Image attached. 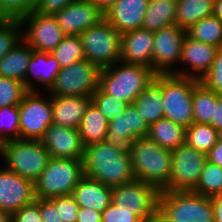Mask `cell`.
<instances>
[{
	"label": "cell",
	"instance_id": "6da1fadb",
	"mask_svg": "<svg viewBox=\"0 0 222 222\" xmlns=\"http://www.w3.org/2000/svg\"><path fill=\"white\" fill-rule=\"evenodd\" d=\"M83 173L110 187L135 181L130 152L104 141L85 146Z\"/></svg>",
	"mask_w": 222,
	"mask_h": 222
},
{
	"label": "cell",
	"instance_id": "7a4b0ae2",
	"mask_svg": "<svg viewBox=\"0 0 222 222\" xmlns=\"http://www.w3.org/2000/svg\"><path fill=\"white\" fill-rule=\"evenodd\" d=\"M155 75L150 67L118 61L100 69L98 87L108 95L133 104Z\"/></svg>",
	"mask_w": 222,
	"mask_h": 222
},
{
	"label": "cell",
	"instance_id": "3957f363",
	"mask_svg": "<svg viewBox=\"0 0 222 222\" xmlns=\"http://www.w3.org/2000/svg\"><path fill=\"white\" fill-rule=\"evenodd\" d=\"M129 152L136 180L152 184L161 191L170 180L172 150L141 137L131 143Z\"/></svg>",
	"mask_w": 222,
	"mask_h": 222
},
{
	"label": "cell",
	"instance_id": "277c9868",
	"mask_svg": "<svg viewBox=\"0 0 222 222\" xmlns=\"http://www.w3.org/2000/svg\"><path fill=\"white\" fill-rule=\"evenodd\" d=\"M5 168L35 182L46 168L51 156L41 140L14 139L0 144Z\"/></svg>",
	"mask_w": 222,
	"mask_h": 222
},
{
	"label": "cell",
	"instance_id": "5b68a950",
	"mask_svg": "<svg viewBox=\"0 0 222 222\" xmlns=\"http://www.w3.org/2000/svg\"><path fill=\"white\" fill-rule=\"evenodd\" d=\"M83 176L82 160L51 157L40 177L34 182L36 199L70 195Z\"/></svg>",
	"mask_w": 222,
	"mask_h": 222
},
{
	"label": "cell",
	"instance_id": "8992f818",
	"mask_svg": "<svg viewBox=\"0 0 222 222\" xmlns=\"http://www.w3.org/2000/svg\"><path fill=\"white\" fill-rule=\"evenodd\" d=\"M159 209L174 222H214L211 198L188 191H161Z\"/></svg>",
	"mask_w": 222,
	"mask_h": 222
},
{
	"label": "cell",
	"instance_id": "52a82bcc",
	"mask_svg": "<svg viewBox=\"0 0 222 222\" xmlns=\"http://www.w3.org/2000/svg\"><path fill=\"white\" fill-rule=\"evenodd\" d=\"M200 80L174 74H162L164 118L185 128L194 122L193 89Z\"/></svg>",
	"mask_w": 222,
	"mask_h": 222
},
{
	"label": "cell",
	"instance_id": "ba28073f",
	"mask_svg": "<svg viewBox=\"0 0 222 222\" xmlns=\"http://www.w3.org/2000/svg\"><path fill=\"white\" fill-rule=\"evenodd\" d=\"M85 59L99 69L120 61L121 34L106 20L79 35Z\"/></svg>",
	"mask_w": 222,
	"mask_h": 222
},
{
	"label": "cell",
	"instance_id": "9c48e42d",
	"mask_svg": "<svg viewBox=\"0 0 222 222\" xmlns=\"http://www.w3.org/2000/svg\"><path fill=\"white\" fill-rule=\"evenodd\" d=\"M160 192L152 184L135 180L112 187V203L131 210L142 222H150L159 209Z\"/></svg>",
	"mask_w": 222,
	"mask_h": 222
},
{
	"label": "cell",
	"instance_id": "30bf717a",
	"mask_svg": "<svg viewBox=\"0 0 222 222\" xmlns=\"http://www.w3.org/2000/svg\"><path fill=\"white\" fill-rule=\"evenodd\" d=\"M99 72L100 69L86 59L63 67L48 94L91 97L98 88Z\"/></svg>",
	"mask_w": 222,
	"mask_h": 222
},
{
	"label": "cell",
	"instance_id": "8fae6325",
	"mask_svg": "<svg viewBox=\"0 0 222 222\" xmlns=\"http://www.w3.org/2000/svg\"><path fill=\"white\" fill-rule=\"evenodd\" d=\"M39 93L29 90L18 105L20 139L41 140L53 123L51 95L47 98Z\"/></svg>",
	"mask_w": 222,
	"mask_h": 222
},
{
	"label": "cell",
	"instance_id": "7c38bea8",
	"mask_svg": "<svg viewBox=\"0 0 222 222\" xmlns=\"http://www.w3.org/2000/svg\"><path fill=\"white\" fill-rule=\"evenodd\" d=\"M207 155L186 143L172 150L170 180L161 191L193 190L198 183Z\"/></svg>",
	"mask_w": 222,
	"mask_h": 222
},
{
	"label": "cell",
	"instance_id": "4fadbf2b",
	"mask_svg": "<svg viewBox=\"0 0 222 222\" xmlns=\"http://www.w3.org/2000/svg\"><path fill=\"white\" fill-rule=\"evenodd\" d=\"M19 21L21 26L26 29L22 31L24 33L22 39L36 51L51 53L66 36L54 15L32 11Z\"/></svg>",
	"mask_w": 222,
	"mask_h": 222
},
{
	"label": "cell",
	"instance_id": "5bb4252c",
	"mask_svg": "<svg viewBox=\"0 0 222 222\" xmlns=\"http://www.w3.org/2000/svg\"><path fill=\"white\" fill-rule=\"evenodd\" d=\"M186 35V30L176 24L154 31L152 70L156 74L174 73L173 65L180 62Z\"/></svg>",
	"mask_w": 222,
	"mask_h": 222
},
{
	"label": "cell",
	"instance_id": "9a60e30c",
	"mask_svg": "<svg viewBox=\"0 0 222 222\" xmlns=\"http://www.w3.org/2000/svg\"><path fill=\"white\" fill-rule=\"evenodd\" d=\"M149 125L141 117L134 104L108 123L104 142L123 149H130L131 143L138 138L147 137Z\"/></svg>",
	"mask_w": 222,
	"mask_h": 222
},
{
	"label": "cell",
	"instance_id": "2e32d148",
	"mask_svg": "<svg viewBox=\"0 0 222 222\" xmlns=\"http://www.w3.org/2000/svg\"><path fill=\"white\" fill-rule=\"evenodd\" d=\"M66 36H79L105 19L104 13L89 0H78L54 14Z\"/></svg>",
	"mask_w": 222,
	"mask_h": 222
},
{
	"label": "cell",
	"instance_id": "e0dca14e",
	"mask_svg": "<svg viewBox=\"0 0 222 222\" xmlns=\"http://www.w3.org/2000/svg\"><path fill=\"white\" fill-rule=\"evenodd\" d=\"M36 201L34 182L0 168V208L10 215Z\"/></svg>",
	"mask_w": 222,
	"mask_h": 222
},
{
	"label": "cell",
	"instance_id": "ac0fdd59",
	"mask_svg": "<svg viewBox=\"0 0 222 222\" xmlns=\"http://www.w3.org/2000/svg\"><path fill=\"white\" fill-rule=\"evenodd\" d=\"M219 49V47L193 40L186 35L179 64L183 63L187 69H175L173 74L201 80L211 69Z\"/></svg>",
	"mask_w": 222,
	"mask_h": 222
},
{
	"label": "cell",
	"instance_id": "d6986e66",
	"mask_svg": "<svg viewBox=\"0 0 222 222\" xmlns=\"http://www.w3.org/2000/svg\"><path fill=\"white\" fill-rule=\"evenodd\" d=\"M41 143L52 158H72L83 160L84 145L76 129L51 124L45 131Z\"/></svg>",
	"mask_w": 222,
	"mask_h": 222
},
{
	"label": "cell",
	"instance_id": "ffe728a7",
	"mask_svg": "<svg viewBox=\"0 0 222 222\" xmlns=\"http://www.w3.org/2000/svg\"><path fill=\"white\" fill-rule=\"evenodd\" d=\"M154 32L139 28L121 34L120 61L152 68Z\"/></svg>",
	"mask_w": 222,
	"mask_h": 222
},
{
	"label": "cell",
	"instance_id": "44dd1931",
	"mask_svg": "<svg viewBox=\"0 0 222 222\" xmlns=\"http://www.w3.org/2000/svg\"><path fill=\"white\" fill-rule=\"evenodd\" d=\"M149 0H118L105 13V19L124 34L142 27Z\"/></svg>",
	"mask_w": 222,
	"mask_h": 222
},
{
	"label": "cell",
	"instance_id": "7402d4cb",
	"mask_svg": "<svg viewBox=\"0 0 222 222\" xmlns=\"http://www.w3.org/2000/svg\"><path fill=\"white\" fill-rule=\"evenodd\" d=\"M91 97L51 95L53 124L78 130Z\"/></svg>",
	"mask_w": 222,
	"mask_h": 222
},
{
	"label": "cell",
	"instance_id": "603a6c76",
	"mask_svg": "<svg viewBox=\"0 0 222 222\" xmlns=\"http://www.w3.org/2000/svg\"><path fill=\"white\" fill-rule=\"evenodd\" d=\"M60 70L58 60L51 53L33 50L25 75V86L30 91H38V86L36 88L34 84L36 81L49 91ZM30 76L35 79L34 82Z\"/></svg>",
	"mask_w": 222,
	"mask_h": 222
},
{
	"label": "cell",
	"instance_id": "cb8c5ba5",
	"mask_svg": "<svg viewBox=\"0 0 222 222\" xmlns=\"http://www.w3.org/2000/svg\"><path fill=\"white\" fill-rule=\"evenodd\" d=\"M71 195L79 208L93 209L101 213L112 203V187L85 175Z\"/></svg>",
	"mask_w": 222,
	"mask_h": 222
},
{
	"label": "cell",
	"instance_id": "d4e9b609",
	"mask_svg": "<svg viewBox=\"0 0 222 222\" xmlns=\"http://www.w3.org/2000/svg\"><path fill=\"white\" fill-rule=\"evenodd\" d=\"M133 104L149 126L164 118L162 74L155 75L153 81L137 97Z\"/></svg>",
	"mask_w": 222,
	"mask_h": 222
},
{
	"label": "cell",
	"instance_id": "484cf974",
	"mask_svg": "<svg viewBox=\"0 0 222 222\" xmlns=\"http://www.w3.org/2000/svg\"><path fill=\"white\" fill-rule=\"evenodd\" d=\"M33 49L22 39L0 60V76L21 81L25 84Z\"/></svg>",
	"mask_w": 222,
	"mask_h": 222
},
{
	"label": "cell",
	"instance_id": "4316f807",
	"mask_svg": "<svg viewBox=\"0 0 222 222\" xmlns=\"http://www.w3.org/2000/svg\"><path fill=\"white\" fill-rule=\"evenodd\" d=\"M176 11L177 0H149L141 28L154 32L174 25Z\"/></svg>",
	"mask_w": 222,
	"mask_h": 222
},
{
	"label": "cell",
	"instance_id": "83f0119b",
	"mask_svg": "<svg viewBox=\"0 0 222 222\" xmlns=\"http://www.w3.org/2000/svg\"><path fill=\"white\" fill-rule=\"evenodd\" d=\"M186 128L163 118L149 126L147 137L162 148L174 150L185 143Z\"/></svg>",
	"mask_w": 222,
	"mask_h": 222
},
{
	"label": "cell",
	"instance_id": "f1b7e54d",
	"mask_svg": "<svg viewBox=\"0 0 222 222\" xmlns=\"http://www.w3.org/2000/svg\"><path fill=\"white\" fill-rule=\"evenodd\" d=\"M108 123L109 121L100 113L96 106L91 103L83 115L78 128L84 147L104 141V137L108 131Z\"/></svg>",
	"mask_w": 222,
	"mask_h": 222
},
{
	"label": "cell",
	"instance_id": "f546056e",
	"mask_svg": "<svg viewBox=\"0 0 222 222\" xmlns=\"http://www.w3.org/2000/svg\"><path fill=\"white\" fill-rule=\"evenodd\" d=\"M215 0H177L176 25L183 30L213 15Z\"/></svg>",
	"mask_w": 222,
	"mask_h": 222
},
{
	"label": "cell",
	"instance_id": "4dcf8cb0",
	"mask_svg": "<svg viewBox=\"0 0 222 222\" xmlns=\"http://www.w3.org/2000/svg\"><path fill=\"white\" fill-rule=\"evenodd\" d=\"M217 94L199 81L193 89V116L194 123L210 124L214 118V106L217 103Z\"/></svg>",
	"mask_w": 222,
	"mask_h": 222
},
{
	"label": "cell",
	"instance_id": "1f68e13d",
	"mask_svg": "<svg viewBox=\"0 0 222 222\" xmlns=\"http://www.w3.org/2000/svg\"><path fill=\"white\" fill-rule=\"evenodd\" d=\"M189 38L213 45L222 47V20L215 15L201 19L186 30Z\"/></svg>",
	"mask_w": 222,
	"mask_h": 222
},
{
	"label": "cell",
	"instance_id": "d6a6232c",
	"mask_svg": "<svg viewBox=\"0 0 222 222\" xmlns=\"http://www.w3.org/2000/svg\"><path fill=\"white\" fill-rule=\"evenodd\" d=\"M218 140V131L210 124L193 122L186 128L185 143L206 155Z\"/></svg>",
	"mask_w": 222,
	"mask_h": 222
},
{
	"label": "cell",
	"instance_id": "836d02e7",
	"mask_svg": "<svg viewBox=\"0 0 222 222\" xmlns=\"http://www.w3.org/2000/svg\"><path fill=\"white\" fill-rule=\"evenodd\" d=\"M192 191L208 198L222 194V168L207 160Z\"/></svg>",
	"mask_w": 222,
	"mask_h": 222
},
{
	"label": "cell",
	"instance_id": "e575fe53",
	"mask_svg": "<svg viewBox=\"0 0 222 222\" xmlns=\"http://www.w3.org/2000/svg\"><path fill=\"white\" fill-rule=\"evenodd\" d=\"M51 54L58 60L61 68L85 59L79 36H65Z\"/></svg>",
	"mask_w": 222,
	"mask_h": 222
},
{
	"label": "cell",
	"instance_id": "d590c367",
	"mask_svg": "<svg viewBox=\"0 0 222 222\" xmlns=\"http://www.w3.org/2000/svg\"><path fill=\"white\" fill-rule=\"evenodd\" d=\"M91 101L108 121L122 114L129 105L115 96L104 93L99 87L91 96Z\"/></svg>",
	"mask_w": 222,
	"mask_h": 222
},
{
	"label": "cell",
	"instance_id": "8d00e7d4",
	"mask_svg": "<svg viewBox=\"0 0 222 222\" xmlns=\"http://www.w3.org/2000/svg\"><path fill=\"white\" fill-rule=\"evenodd\" d=\"M21 28L17 19H0V60L22 40Z\"/></svg>",
	"mask_w": 222,
	"mask_h": 222
},
{
	"label": "cell",
	"instance_id": "74e56055",
	"mask_svg": "<svg viewBox=\"0 0 222 222\" xmlns=\"http://www.w3.org/2000/svg\"><path fill=\"white\" fill-rule=\"evenodd\" d=\"M28 91L23 82L0 76V108L19 105Z\"/></svg>",
	"mask_w": 222,
	"mask_h": 222
},
{
	"label": "cell",
	"instance_id": "f35d334b",
	"mask_svg": "<svg viewBox=\"0 0 222 222\" xmlns=\"http://www.w3.org/2000/svg\"><path fill=\"white\" fill-rule=\"evenodd\" d=\"M14 139H20L18 105L0 108V144Z\"/></svg>",
	"mask_w": 222,
	"mask_h": 222
},
{
	"label": "cell",
	"instance_id": "ab89813d",
	"mask_svg": "<svg viewBox=\"0 0 222 222\" xmlns=\"http://www.w3.org/2000/svg\"><path fill=\"white\" fill-rule=\"evenodd\" d=\"M37 0H0V19H17L35 10Z\"/></svg>",
	"mask_w": 222,
	"mask_h": 222
},
{
	"label": "cell",
	"instance_id": "60d3db41",
	"mask_svg": "<svg viewBox=\"0 0 222 222\" xmlns=\"http://www.w3.org/2000/svg\"><path fill=\"white\" fill-rule=\"evenodd\" d=\"M200 81L211 91L222 96V47L217 51L211 69Z\"/></svg>",
	"mask_w": 222,
	"mask_h": 222
},
{
	"label": "cell",
	"instance_id": "b9f144b4",
	"mask_svg": "<svg viewBox=\"0 0 222 222\" xmlns=\"http://www.w3.org/2000/svg\"><path fill=\"white\" fill-rule=\"evenodd\" d=\"M56 206L63 222H76L79 206L72 195H64L50 199Z\"/></svg>",
	"mask_w": 222,
	"mask_h": 222
},
{
	"label": "cell",
	"instance_id": "7bdbcfd3",
	"mask_svg": "<svg viewBox=\"0 0 222 222\" xmlns=\"http://www.w3.org/2000/svg\"><path fill=\"white\" fill-rule=\"evenodd\" d=\"M102 222H142L137 216H135L131 210L127 208L116 207L115 204L111 203L102 212Z\"/></svg>",
	"mask_w": 222,
	"mask_h": 222
},
{
	"label": "cell",
	"instance_id": "ee69618b",
	"mask_svg": "<svg viewBox=\"0 0 222 222\" xmlns=\"http://www.w3.org/2000/svg\"><path fill=\"white\" fill-rule=\"evenodd\" d=\"M11 222H42L39 205L33 202L11 214Z\"/></svg>",
	"mask_w": 222,
	"mask_h": 222
},
{
	"label": "cell",
	"instance_id": "f6af8a7d",
	"mask_svg": "<svg viewBox=\"0 0 222 222\" xmlns=\"http://www.w3.org/2000/svg\"><path fill=\"white\" fill-rule=\"evenodd\" d=\"M78 0H37L35 10L40 14L54 15L72 2Z\"/></svg>",
	"mask_w": 222,
	"mask_h": 222
},
{
	"label": "cell",
	"instance_id": "bcb514c9",
	"mask_svg": "<svg viewBox=\"0 0 222 222\" xmlns=\"http://www.w3.org/2000/svg\"><path fill=\"white\" fill-rule=\"evenodd\" d=\"M42 216V222H63L61 216L50 199H36Z\"/></svg>",
	"mask_w": 222,
	"mask_h": 222
},
{
	"label": "cell",
	"instance_id": "7dc6e473",
	"mask_svg": "<svg viewBox=\"0 0 222 222\" xmlns=\"http://www.w3.org/2000/svg\"><path fill=\"white\" fill-rule=\"evenodd\" d=\"M76 222H102V213L93 209L79 208Z\"/></svg>",
	"mask_w": 222,
	"mask_h": 222
},
{
	"label": "cell",
	"instance_id": "c3c4849f",
	"mask_svg": "<svg viewBox=\"0 0 222 222\" xmlns=\"http://www.w3.org/2000/svg\"><path fill=\"white\" fill-rule=\"evenodd\" d=\"M218 132L222 130V96H217V103L214 106V118L210 123Z\"/></svg>",
	"mask_w": 222,
	"mask_h": 222
},
{
	"label": "cell",
	"instance_id": "681fc988",
	"mask_svg": "<svg viewBox=\"0 0 222 222\" xmlns=\"http://www.w3.org/2000/svg\"><path fill=\"white\" fill-rule=\"evenodd\" d=\"M207 160L217 164L222 168V141L218 140L217 143L211 148V151L207 154Z\"/></svg>",
	"mask_w": 222,
	"mask_h": 222
},
{
	"label": "cell",
	"instance_id": "f907efd6",
	"mask_svg": "<svg viewBox=\"0 0 222 222\" xmlns=\"http://www.w3.org/2000/svg\"><path fill=\"white\" fill-rule=\"evenodd\" d=\"M211 201L214 211V222H222V194L212 197Z\"/></svg>",
	"mask_w": 222,
	"mask_h": 222
},
{
	"label": "cell",
	"instance_id": "816d5d0a",
	"mask_svg": "<svg viewBox=\"0 0 222 222\" xmlns=\"http://www.w3.org/2000/svg\"><path fill=\"white\" fill-rule=\"evenodd\" d=\"M94 3L103 13L112 7L118 0H89Z\"/></svg>",
	"mask_w": 222,
	"mask_h": 222
},
{
	"label": "cell",
	"instance_id": "f5cc1de1",
	"mask_svg": "<svg viewBox=\"0 0 222 222\" xmlns=\"http://www.w3.org/2000/svg\"><path fill=\"white\" fill-rule=\"evenodd\" d=\"M150 222H174L170 220L160 209L157 210Z\"/></svg>",
	"mask_w": 222,
	"mask_h": 222
},
{
	"label": "cell",
	"instance_id": "db71d44e",
	"mask_svg": "<svg viewBox=\"0 0 222 222\" xmlns=\"http://www.w3.org/2000/svg\"><path fill=\"white\" fill-rule=\"evenodd\" d=\"M213 15L222 20V0H215Z\"/></svg>",
	"mask_w": 222,
	"mask_h": 222
},
{
	"label": "cell",
	"instance_id": "11a10c76",
	"mask_svg": "<svg viewBox=\"0 0 222 222\" xmlns=\"http://www.w3.org/2000/svg\"><path fill=\"white\" fill-rule=\"evenodd\" d=\"M0 222H11V215L0 208Z\"/></svg>",
	"mask_w": 222,
	"mask_h": 222
},
{
	"label": "cell",
	"instance_id": "9f6ffc18",
	"mask_svg": "<svg viewBox=\"0 0 222 222\" xmlns=\"http://www.w3.org/2000/svg\"><path fill=\"white\" fill-rule=\"evenodd\" d=\"M219 140L222 141V130L218 132Z\"/></svg>",
	"mask_w": 222,
	"mask_h": 222
}]
</instances>
